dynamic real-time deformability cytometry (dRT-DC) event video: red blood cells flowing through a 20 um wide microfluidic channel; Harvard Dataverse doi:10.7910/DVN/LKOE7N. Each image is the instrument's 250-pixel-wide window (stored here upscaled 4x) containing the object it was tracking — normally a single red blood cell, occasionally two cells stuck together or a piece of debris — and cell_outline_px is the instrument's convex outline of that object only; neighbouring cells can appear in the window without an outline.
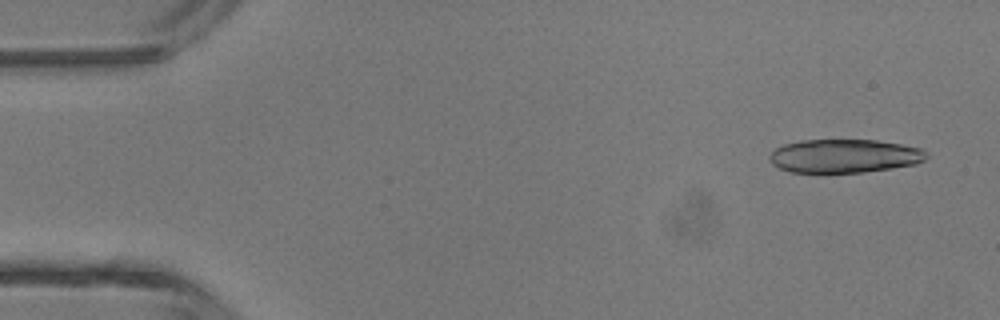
{"species": "common noctule bat (a hibernating species)", "species_latin": "Nyctalus noctula", "temperature_condition": "room temperature", "stored_images_in_passage": 3, "camera_frame_rate_fps": 3000, "um_per_image_px": 0.085, "animal": {"sex": "male", "body_mass_g": 13.3}, "frame": {"image": 1, "passage_image": 1, "time_ms": 0.0, "image_size_px": [1000, 320], "cell_outline_px": [[928, 156], [924, 160], [916, 164], [892, 168], [864, 172], [820, 176], [792, 172], [780, 168], [772, 164], [768, 156], [776, 148], [784, 144], [800, 140], [876, 140], [900, 144], [920, 148]], "centroid_in_image_um": [71.7, 13.3], "position_along_channel_um": 13.3, "area_um2": 31.56}}